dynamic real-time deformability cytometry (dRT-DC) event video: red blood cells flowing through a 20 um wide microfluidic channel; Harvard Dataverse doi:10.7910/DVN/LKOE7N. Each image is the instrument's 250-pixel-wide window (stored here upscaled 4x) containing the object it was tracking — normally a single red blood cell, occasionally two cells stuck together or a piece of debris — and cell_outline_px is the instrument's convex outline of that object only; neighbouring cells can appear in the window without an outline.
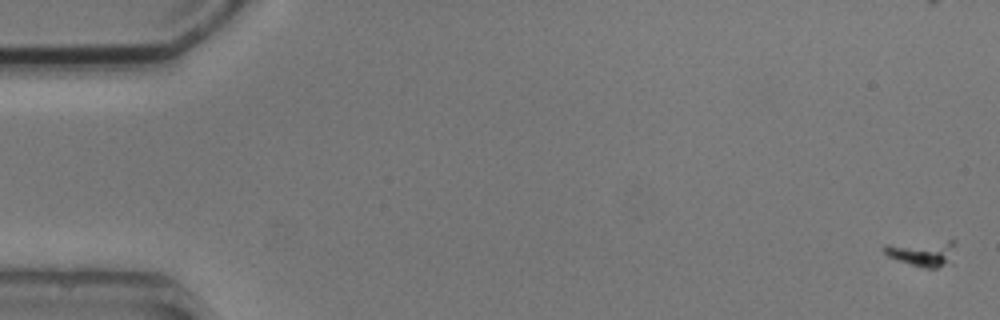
{"species": "common noctule bat (a hibernating species)", "species_latin": "Nyctalus noctula", "temperature_condition": "cold", "stored_images_in_passage": 6, "camera_frame_rate_fps": 3000, "um_per_image_px": 0.085, "animal": {"sex": "male", "body_mass_g": 20.5, "forearm_length_mm": 52.5}, "frame": {"image": 1, "passage_image": 1, "time_ms": 0.0, "image_size_px": [1000, 320], "cell_outline_px": [[956, 244], [944, 264], [936, 268], [928, 268], [912, 264], [888, 256], [884, 252], [884, 248], [888, 244], [948, 240], [956, 240]], "centroid_in_image_um": [78.37, 21.47], "position_along_channel_um": 6.6, "area_um2": 10.17}}